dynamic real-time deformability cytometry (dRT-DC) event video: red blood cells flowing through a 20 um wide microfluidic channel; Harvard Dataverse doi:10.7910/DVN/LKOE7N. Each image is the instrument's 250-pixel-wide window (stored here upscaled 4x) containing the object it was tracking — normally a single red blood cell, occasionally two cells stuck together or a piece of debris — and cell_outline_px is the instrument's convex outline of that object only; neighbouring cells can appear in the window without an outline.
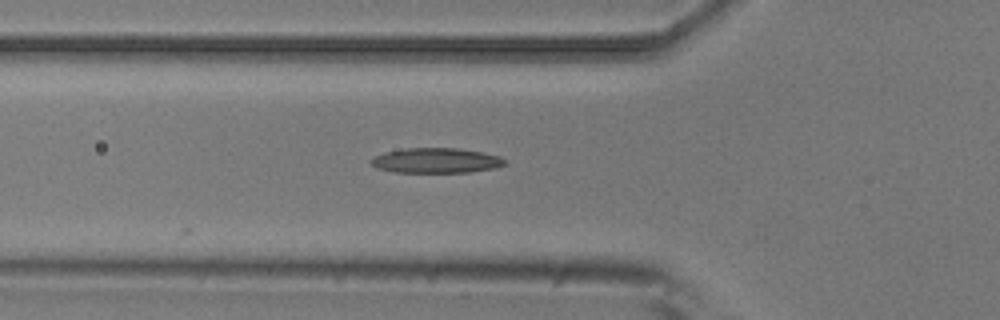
{"species": "common noctule bat (a hibernating species)", "species_latin": "Nyctalus noctula", "temperature_condition": "room temperature", "stored_images_in_passage": 5, "camera_frame_rate_fps": 3000, "um_per_image_px": 0.085, "animal": {"sex": "male", "body_mass_g": 20.5, "forearm_length_mm": 52.5}, "frame": {"image": 1, "passage_image": 5, "time_ms": 1.333, "image_size_px": [1000, 320], "cell_outline_px": [[508, 164], [496, 168], [472, 172], [392, 172], [376, 168], [368, 160], [384, 152], [404, 148], [460, 148], [484, 152], [500, 156], [508, 160]], "centroid_in_image_um": [37.13, 13.64], "position_along_channel_um": 88.7, "area_um2": 19.88}}